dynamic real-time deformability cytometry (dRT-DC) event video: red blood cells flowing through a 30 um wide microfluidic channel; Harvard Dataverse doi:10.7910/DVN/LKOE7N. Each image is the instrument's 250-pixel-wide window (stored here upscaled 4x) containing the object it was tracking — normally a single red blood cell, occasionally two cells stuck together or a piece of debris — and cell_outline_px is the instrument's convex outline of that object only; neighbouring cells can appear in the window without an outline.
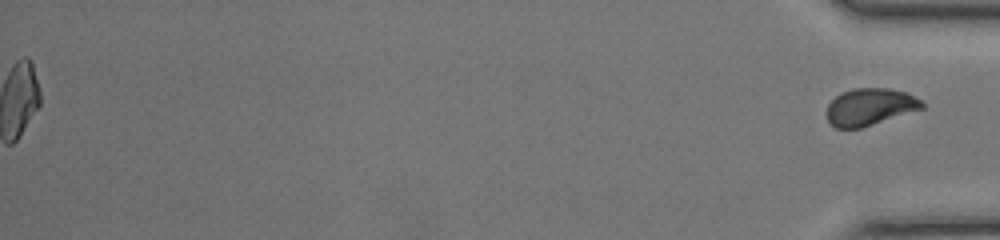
{"species": "common noctule bat (a hibernating species)", "species_latin": "Nyctalus noctula", "temperature_condition": "room temperature", "stored_images_in_passage": 48, "segment_of_instrument_passage": [2, 2], "camera_frame_rate_fps": 3000, "um_per_image_px": 0.085, "animal": {"sex": "female", "body_mass_g": 17.0, "forearm_length_mm": 48.0}, "frame": {"image": 1, "passage_image": 48, "time_ms": 15.667, "image_size_px": [1000, 240], "cell_outline_px": [[924, 108], [860, 128], [836, 128], [828, 120], [828, 104], [836, 96], [852, 88], [888, 88], [904, 92], [920, 100], [924, 104]], "centroid_in_image_um": [73.94, 9.08], "position_along_channel_um": 361.3, "area_um2": 20.17}}